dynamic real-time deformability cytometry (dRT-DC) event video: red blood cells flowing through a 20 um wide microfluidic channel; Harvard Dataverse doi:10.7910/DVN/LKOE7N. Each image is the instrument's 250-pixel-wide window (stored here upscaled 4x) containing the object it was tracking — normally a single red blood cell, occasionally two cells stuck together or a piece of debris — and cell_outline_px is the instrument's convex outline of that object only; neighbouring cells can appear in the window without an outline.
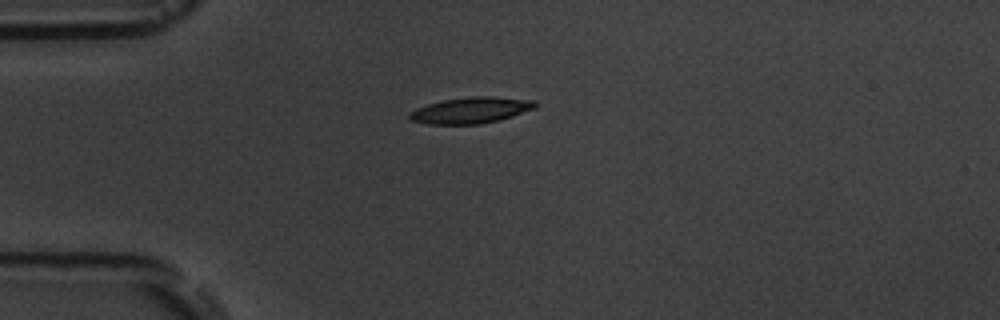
{"species": "common noctule bat (a hibernating species)", "species_latin": "Nyctalus noctula", "temperature_condition": "room temperature", "stored_images_in_passage": 1, "camera_frame_rate_fps": 3000, "um_per_image_px": 0.085, "animal": {"sex": "male", "body_mass_g": 19.5, "forearm_length_mm": 54.6}, "frame": {"image": 1, "passage_image": 1, "time_ms": 0.0, "image_size_px": [1000, 320], "cell_outline_px": [[536, 108], [500, 120], [480, 124], [428, 124], [412, 120], [408, 116], [408, 112], [416, 108], [440, 100], [472, 96], [492, 96], [536, 100]], "centroid_in_image_um": [40.03, 9.36], "position_along_channel_um": 45.0, "area_um2": 19.31}}